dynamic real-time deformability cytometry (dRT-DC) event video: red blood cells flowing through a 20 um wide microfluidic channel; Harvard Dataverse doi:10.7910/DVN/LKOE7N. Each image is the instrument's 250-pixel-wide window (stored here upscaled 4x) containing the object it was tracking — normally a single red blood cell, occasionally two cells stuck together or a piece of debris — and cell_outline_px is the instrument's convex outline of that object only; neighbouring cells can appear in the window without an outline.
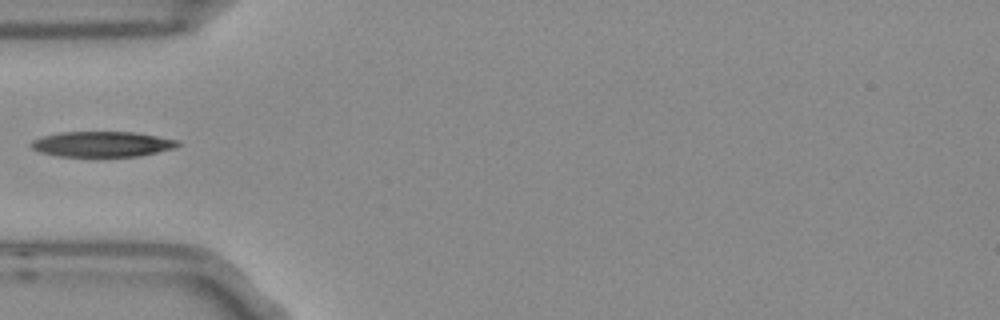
{"species": "Egyptian fruit bat (a non-hibernating species)", "species_latin": "Rousettus aegyptiacus", "temperature_condition": "room temperature", "stored_images_in_passage": 1, "camera_frame_rate_fps": 3000, "um_per_image_px": 0.085, "frame": {"image": 1, "passage_image": 1, "time_ms": 0.0, "image_size_px": [1000, 320], "cell_outline_px": [[180, 144], [176, 148], [140, 156], [60, 156], [40, 152], [32, 148], [28, 144], [32, 140], [44, 136], [60, 132], [132, 132], [156, 136], [176, 140]], "centroid_in_image_um": [8.66, 12.25], "position_along_channel_um": 76.3, "area_um2": 21.56}}